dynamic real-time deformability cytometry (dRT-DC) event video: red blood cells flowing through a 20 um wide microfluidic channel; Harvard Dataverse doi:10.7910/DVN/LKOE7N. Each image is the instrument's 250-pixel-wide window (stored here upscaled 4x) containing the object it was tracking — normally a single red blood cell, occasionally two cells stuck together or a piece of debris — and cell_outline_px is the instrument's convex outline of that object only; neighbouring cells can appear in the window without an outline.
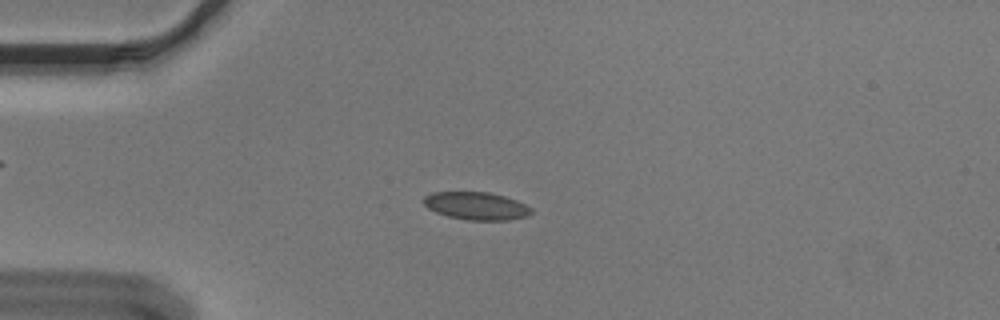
{"species": "Egyptian fruit bat (a non-hibernating species)", "species_latin": "Rousettus aegyptiacus", "temperature_condition": "cold", "stored_images_in_passage": 55, "segment_of_instrument_passage": [1, 2], "camera_frame_rate_fps": 3000, "um_per_image_px": 0.085, "animal": {"sex": "male"}, "frame": {"image": 1, "passage_image": 14, "time_ms": 4.333, "image_size_px": [1000, 320], "cell_outline_px": [[532, 212], [528, 216], [508, 220], [468, 220], [448, 216], [436, 212], [428, 208], [420, 200], [424, 196], [432, 192], [488, 192], [504, 196], [516, 200], [532, 208]], "centroid_in_image_um": [40.46, 17.5], "position_along_channel_um": 44.5, "area_um2": 17.46}}
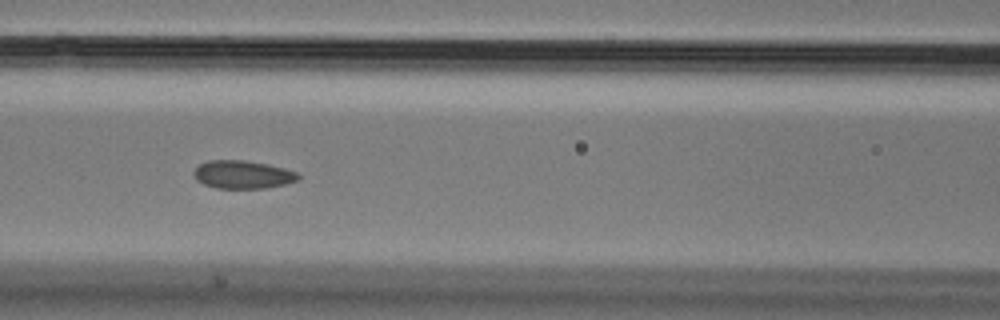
{"frame": {"image": 2, "passage_image": 24, "time_ms": 7.667, "image_size_px": [1000, 320], "cell_outline_px": [[300, 180], [284, 184], [264, 188], [216, 188], [204, 184], [196, 180], [192, 172], [200, 164], [208, 160], [244, 160], [268, 164], [284, 168], [296, 172], [300, 176]], "centroid_in_image_um": [20.62, 14.83], "position_along_channel_um": 146.0, "area_um2": 17.11}}
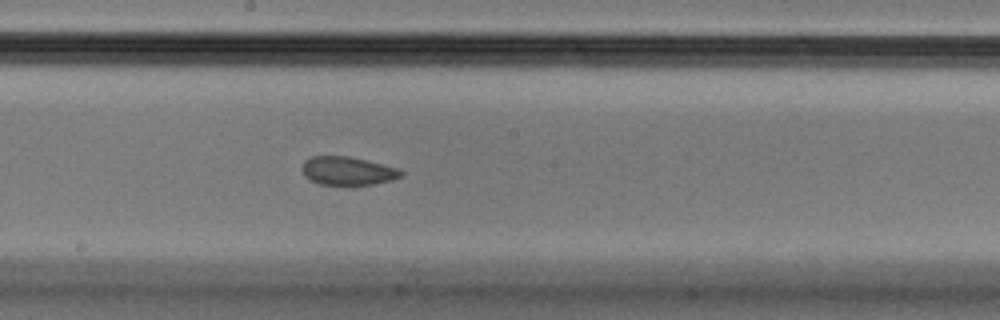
{"frame": {"image": 3, "passage_image": 30, "time_ms": 9.667, "image_size_px": [1000, 320], "cell_outline_px": [[404, 172], [400, 176], [392, 180], [372, 184], [320, 184], [304, 176], [300, 168], [304, 160], [312, 156], [348, 156], [368, 160], [400, 168]], "centroid_in_image_um": [29.54, 14.5], "position_along_channel_um": 218.7, "area_um2": 16.42}}